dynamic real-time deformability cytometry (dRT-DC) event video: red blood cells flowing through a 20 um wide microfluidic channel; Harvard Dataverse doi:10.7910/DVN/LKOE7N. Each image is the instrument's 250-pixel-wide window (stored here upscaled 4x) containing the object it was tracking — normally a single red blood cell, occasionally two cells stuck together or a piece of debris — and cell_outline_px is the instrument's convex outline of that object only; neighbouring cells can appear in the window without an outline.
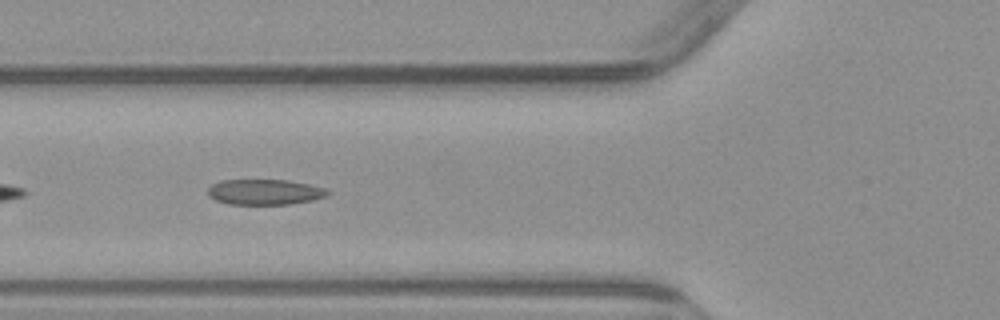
{"species": "common noctule bat (a hibernating species)", "species_latin": "Nyctalus noctula", "temperature_condition": "warm", "stored_images_in_passage": 6, "camera_frame_rate_fps": 3000, "um_per_image_px": 0.085, "animal": {"sex": "male", "body_mass_g": 23.1, "forearm_length_mm": 52.7}, "frame": {"image": 1, "passage_image": 5, "time_ms": 4.667, "image_size_px": [1000, 320], "cell_outline_px": [[332, 192], [328, 196], [312, 200], [292, 204], [228, 204], [216, 200], [208, 196], [208, 188], [212, 184], [220, 180], [288, 180], [308, 184], [324, 188]], "centroid_in_image_um": [22.51, 16.32], "position_along_channel_um": 103.3, "area_um2": 17.86}}
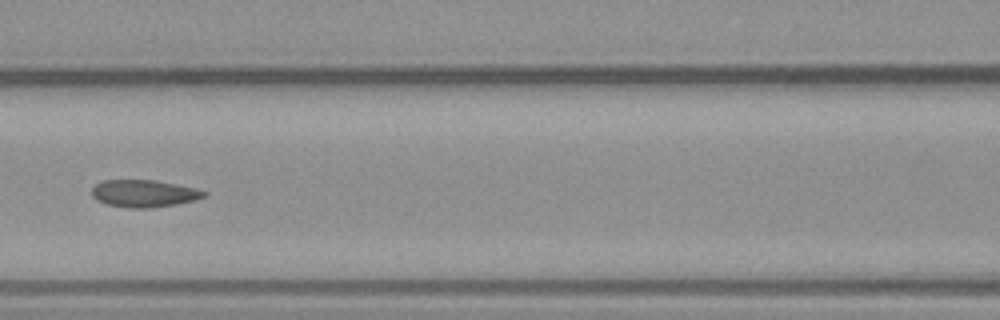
{"frame": {"image": 2, "passage_image": 6, "time_ms": 6.0, "image_size_px": [1000, 320], "cell_outline_px": [[208, 192], [204, 196], [196, 200], [176, 204], [152, 208], [132, 208], [104, 204], [96, 200], [92, 196], [92, 188], [96, 184], [104, 180], [156, 180], [196, 188]], "centroid_in_image_um": [12.23, 16.45], "position_along_channel_um": 154.4, "area_um2": 17.92}}